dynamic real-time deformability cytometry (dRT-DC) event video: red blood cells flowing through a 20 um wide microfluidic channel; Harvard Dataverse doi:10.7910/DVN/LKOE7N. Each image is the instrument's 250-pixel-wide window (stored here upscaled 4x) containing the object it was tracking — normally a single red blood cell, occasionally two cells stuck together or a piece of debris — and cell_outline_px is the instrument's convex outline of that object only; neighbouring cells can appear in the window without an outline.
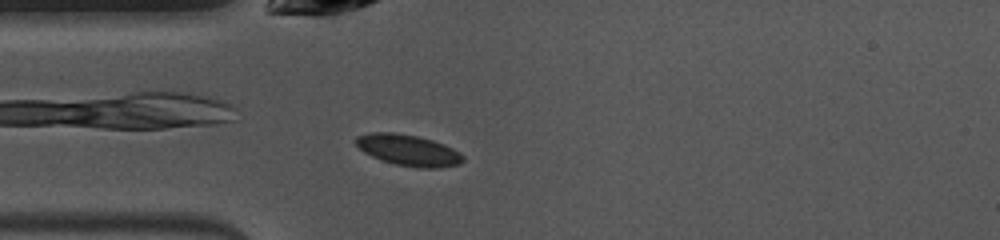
{"species": "common noctule bat (a hibernating species)", "species_latin": "Nyctalus noctula", "temperature_condition": "warm", "stored_images_in_passage": 36, "camera_frame_rate_fps": 3000, "um_per_image_px": 0.085, "animal": {"sex": "female", "body_mass_g": 10.0, "forearm_length_mm": 53.1}, "frame": {"image": 1, "passage_image": 2, "time_ms": 0.333, "image_size_px": [1000, 240], "cell_outline_px": [[464, 160], [460, 164], [440, 168], [416, 168], [396, 164], [380, 160], [364, 152], [356, 144], [356, 136], [372, 132], [392, 132], [416, 136], [432, 140], [444, 144], [460, 152], [464, 156]], "centroid_in_image_um": [34.73, 12.78], "position_along_channel_um": 50.3, "area_um2": 19.48}}
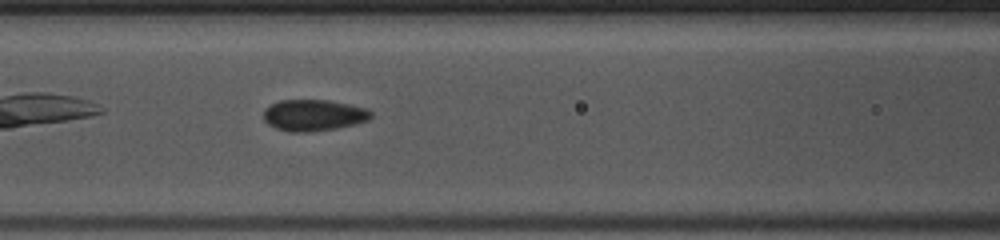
{"frame": {"image": 2, "passage_image": 9, "time_ms": 2.667, "image_size_px": [1000, 240], "cell_outline_px": [[372, 116], [368, 120], [356, 124], [336, 128], [308, 132], [288, 132], [276, 128], [268, 124], [264, 120], [264, 108], [280, 100], [328, 100], [368, 108], [372, 112]], "centroid_in_image_um": [26.66, 9.79], "position_along_channel_um": 139.9, "area_um2": 19.71}}
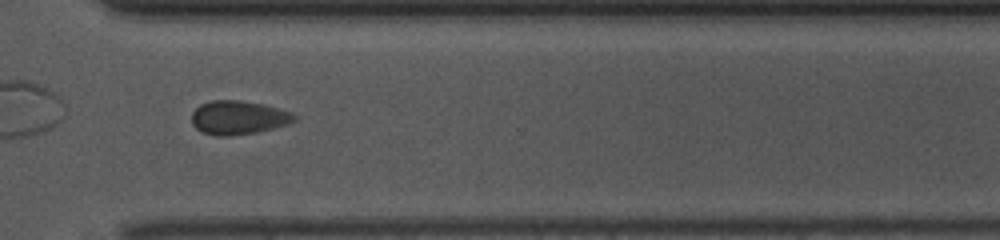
{"frame": {"image": 3, "passage_image": 25, "time_ms": 8.0, "image_size_px": [1000, 240], "cell_outline_px": [[296, 120], [288, 124], [256, 132], [228, 136], [216, 136], [200, 132], [192, 124], [192, 112], [200, 104], [212, 100], [240, 100], [264, 104], [292, 112], [296, 116]], "centroid_in_image_um": [20.24, 9.99], "position_along_channel_um": 350.4, "area_um2": 20.29}, "authors_computed_cell_mechanics": {"area_um2": 19.652, "velocity_mm_per_s": 3.9515, "shape_relaxation_time_tau1_ms": 3.4414, "shape_relaxation_time_tau2_ms": 2.5603, "deformation_change_tau1": 0.0602, "deformation_change_tau2": 0.025}}